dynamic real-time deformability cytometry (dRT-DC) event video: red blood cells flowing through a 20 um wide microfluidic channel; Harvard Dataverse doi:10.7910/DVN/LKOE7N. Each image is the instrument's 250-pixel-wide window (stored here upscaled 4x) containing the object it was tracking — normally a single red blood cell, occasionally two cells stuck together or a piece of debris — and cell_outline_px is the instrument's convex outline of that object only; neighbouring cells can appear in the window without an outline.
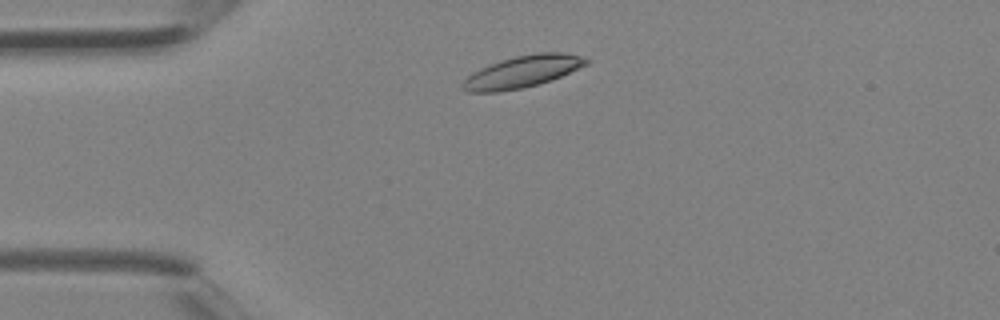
{"species": "Egyptian fruit bat (a non-hibernating species)", "species_latin": "Rousettus aegyptiacus", "temperature_condition": "room temperature", "stored_images_in_passage": 2, "camera_frame_rate_fps": 3000, "um_per_image_px": 0.085, "animal": {"sex": "female"}, "frame": {"image": 1, "passage_image": 2, "time_ms": 0.333, "image_size_px": [1000, 320], "cell_outline_px": [[592, 60], [588, 64], [552, 80], [540, 84], [524, 88], [500, 92], [468, 92], [460, 88], [460, 84], [472, 72], [480, 68], [516, 56], [536, 52], [560, 52], [584, 56]], "centroid_in_image_um": [44.43, 6.1], "position_along_channel_um": 40.6, "area_um2": 23.18}}